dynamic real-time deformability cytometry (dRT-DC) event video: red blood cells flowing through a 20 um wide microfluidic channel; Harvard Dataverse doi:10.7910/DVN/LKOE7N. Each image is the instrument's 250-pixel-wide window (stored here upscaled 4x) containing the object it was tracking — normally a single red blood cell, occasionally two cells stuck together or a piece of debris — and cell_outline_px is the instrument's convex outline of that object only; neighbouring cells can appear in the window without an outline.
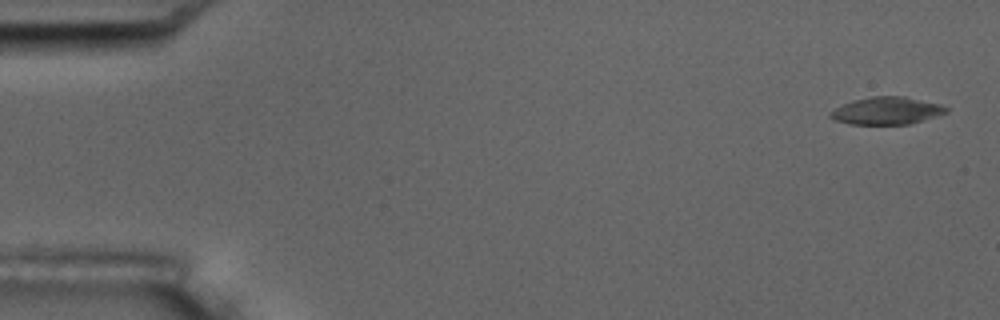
{"species": "common noctule bat (a hibernating species)", "species_latin": "Nyctalus noctula", "temperature_condition": "room temperature", "stored_images_in_passage": 6, "segment_of_instrument_passage": [1, 2], "camera_frame_rate_fps": 3000, "um_per_image_px": 0.085, "animal": {"sex": "male", "body_mass_g": 17.5, "forearm_length_mm": 52.3}, "frame": {"image": 1, "passage_image": 1, "time_ms": 0.0, "image_size_px": [1000, 320], "cell_outline_px": [[948, 112], [908, 124], [848, 124], [832, 120], [828, 116], [828, 112], [852, 100], [872, 96], [904, 96], [940, 104], [948, 108]], "centroid_in_image_um": [75.31, 9.41], "position_along_channel_um": 9.7, "area_um2": 18.5}}